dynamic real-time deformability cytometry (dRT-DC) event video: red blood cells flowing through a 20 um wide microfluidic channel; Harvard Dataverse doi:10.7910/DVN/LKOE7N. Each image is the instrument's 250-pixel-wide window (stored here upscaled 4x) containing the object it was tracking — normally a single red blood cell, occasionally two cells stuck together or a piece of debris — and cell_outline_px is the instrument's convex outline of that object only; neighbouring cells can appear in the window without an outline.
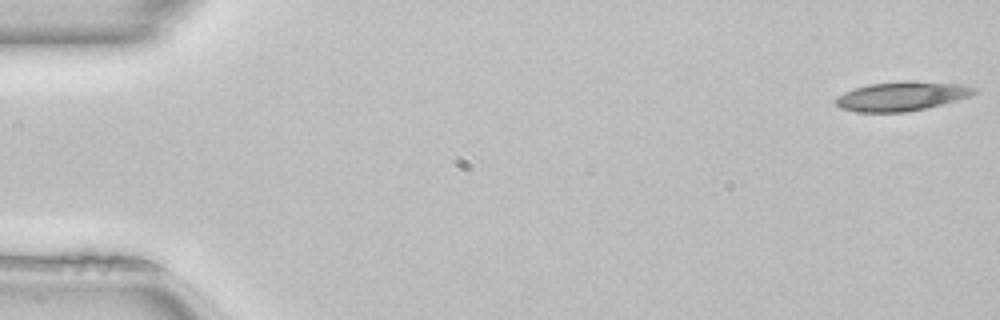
{"species": "common noctule bat (a hibernating species)", "species_latin": "Nyctalus noctula", "temperature_condition": "room temperature", "stored_images_in_passage": 50, "camera_frame_rate_fps": 3000, "um_per_image_px": 0.085, "animal": {"sex": "female", "body_mass_g": 22.7, "forearm_length_mm": 54.2}, "frame": {"image": 1, "passage_image": 1, "time_ms": 0.0, "image_size_px": [1000, 320], "cell_outline_px": [[976, 92], [972, 96], [924, 108], [904, 112], [856, 112], [840, 108], [836, 104], [836, 96], [844, 92], [868, 84], [908, 80], [912, 80], [960, 84], [976, 88]], "centroid_in_image_um": [76.63, 8.17], "position_along_channel_um": 8.4, "area_um2": 23.52}}
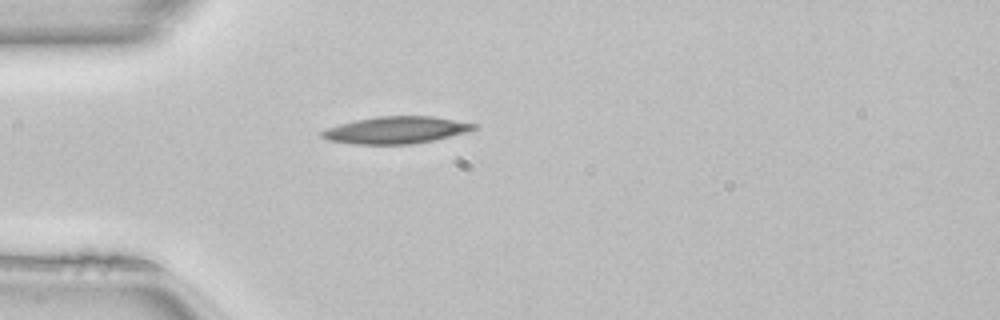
{"frame": {"image": 2, "passage_image": 14, "time_ms": 4.333, "image_size_px": [1000, 320], "cell_outline_px": [[480, 128], [468, 132], [432, 140], [412, 144], [356, 144], [328, 140], [320, 136], [320, 132], [328, 128], [340, 124], [356, 120], [376, 116], [432, 116], [480, 124]], "centroid_in_image_um": [33.72, 11.05], "position_along_channel_um": 51.3, "area_um2": 23.99}}
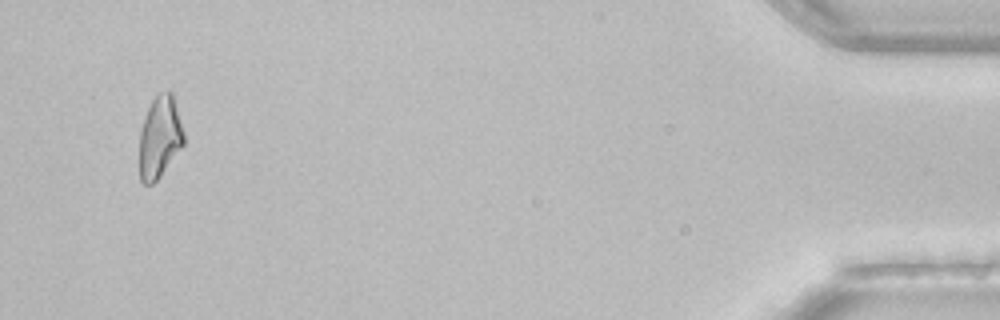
{"frame": {"image": 3, "passage_image": 48, "time_ms": 15.667, "image_size_px": [1000, 320], "cell_outline_px": [[184, 144], [160, 176], [152, 184], [144, 184], [140, 180], [140, 132], [148, 108], [152, 100], [160, 92], [172, 92], [184, 132]], "centroid_in_image_um": [13.58, 11.67], "position_along_channel_um": 421.6, "area_um2": 20.87}, "authors_computed_cell_mechanics": {"area_um2": 22.4264, "velocity_mm_per_s": 4.087, "shape_relaxation_time_tau1_ms": 6.1887, "shape_relaxation_time_tau2_ms": null, "deformation_change_tau1": 0.1829, "deformation_change_tau2": null}}